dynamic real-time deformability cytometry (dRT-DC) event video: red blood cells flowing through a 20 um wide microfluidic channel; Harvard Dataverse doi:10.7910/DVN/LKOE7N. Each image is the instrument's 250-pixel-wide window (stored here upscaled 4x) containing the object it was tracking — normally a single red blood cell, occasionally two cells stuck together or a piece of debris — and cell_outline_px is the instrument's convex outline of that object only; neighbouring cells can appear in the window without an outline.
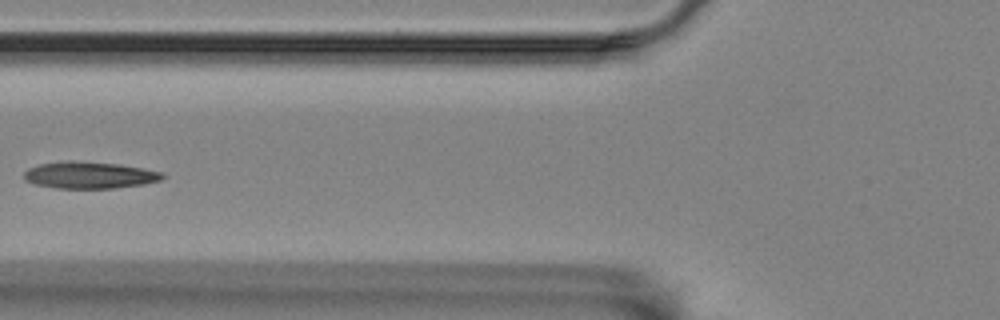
{"species": "Egyptian fruit bat (a non-hibernating species)", "species_latin": "Rousettus aegyptiacus", "temperature_condition": "room temperature", "stored_images_in_passage": 8, "camera_frame_rate_fps": 3000, "um_per_image_px": 0.085, "animal": {"sex": "female"}, "frame": {"image": 1, "passage_image": 3, "time_ms": 0.667, "image_size_px": [1000, 320], "cell_outline_px": [[164, 176], [160, 180], [144, 184], [112, 188], [56, 188], [36, 184], [24, 180], [24, 172], [28, 168], [40, 164], [68, 160], [72, 160], [120, 164], [144, 168], [164, 172]], "centroid_in_image_um": [7.61, 14.87], "position_along_channel_um": 118.2, "area_um2": 21.68}}
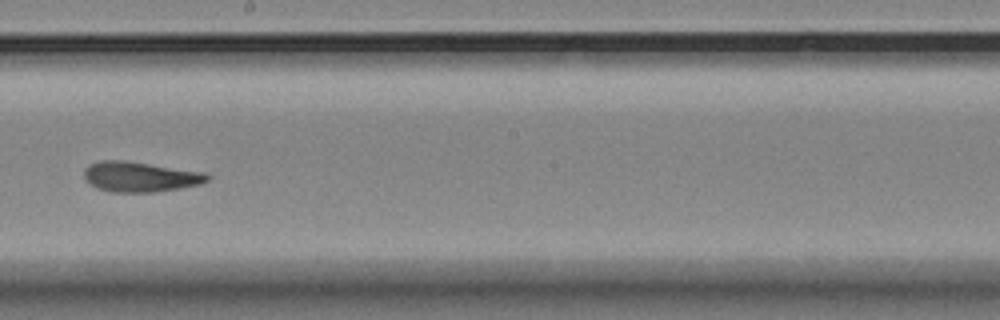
{"frame": {"image": 2, "passage_image": 6, "time_ms": 1.667, "image_size_px": [1000, 320], "cell_outline_px": [[212, 176], [208, 180], [200, 184], [180, 188], [152, 192], [112, 192], [96, 188], [84, 176], [84, 168], [88, 164], [100, 160], [124, 160], [208, 172]], "centroid_in_image_um": [11.94, 15.01], "position_along_channel_um": 236.3, "area_um2": 21.85}}
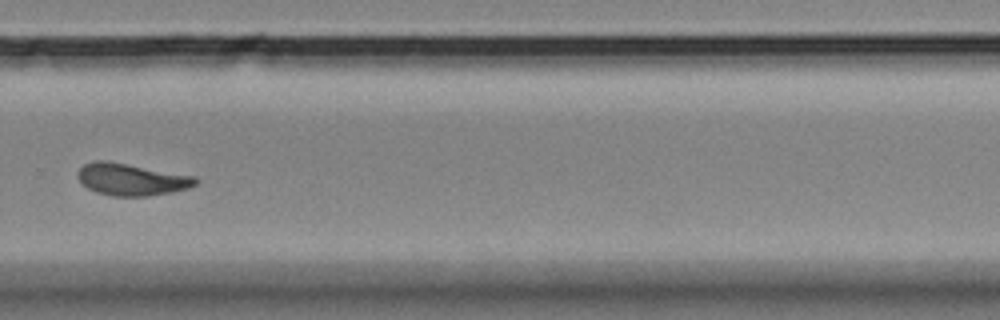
{"frame": {"image": 3, "passage_image": 8, "time_ms": 2.333, "image_size_px": [1000, 320], "cell_outline_px": [[200, 180], [196, 184], [188, 188], [172, 192], [148, 196], [112, 196], [96, 192], [88, 188], [76, 176], [76, 172], [84, 164], [96, 160], [108, 160], [196, 176]], "centroid_in_image_um": [11.19, 15.24], "position_along_channel_um": 318.6, "area_um2": 22.2}}